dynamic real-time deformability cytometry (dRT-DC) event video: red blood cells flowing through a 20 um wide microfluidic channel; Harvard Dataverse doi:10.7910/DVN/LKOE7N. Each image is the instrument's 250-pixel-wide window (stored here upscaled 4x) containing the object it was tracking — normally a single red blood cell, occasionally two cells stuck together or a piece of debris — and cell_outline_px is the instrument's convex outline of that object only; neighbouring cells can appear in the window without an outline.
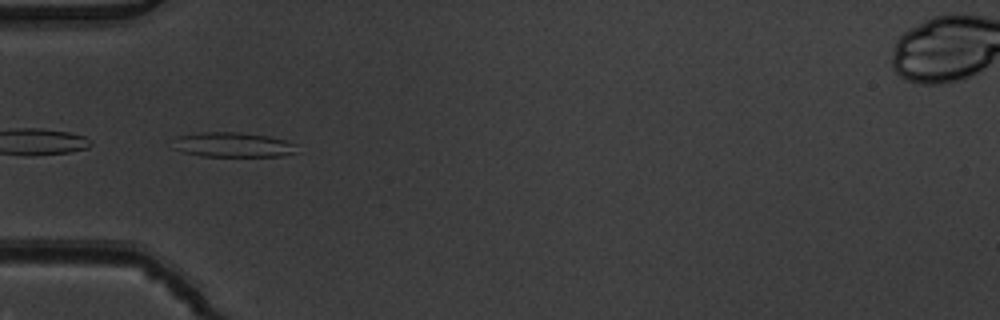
{"species": "common noctule bat (a hibernating species)", "species_latin": "Nyctalus noctula", "temperature_condition": "warm", "stored_images_in_passage": 7, "camera_frame_rate_fps": 3000, "um_per_image_px": 0.085, "animal": {"sex": "male", "body_mass_g": 19.5, "forearm_length_mm": 54.6}, "frame": {"image": 1, "passage_image": 6, "time_ms": 1.667, "image_size_px": [1000, 320], "cell_outline_px": [[300, 152], [280, 156], [200, 156], [184, 152], [172, 148], [176, 136], [200, 132], [240, 132], [268, 136], [284, 140], [296, 144]], "centroid_in_image_um": [19.81, 12.3], "position_along_channel_um": 65.2, "area_um2": 18.09}}